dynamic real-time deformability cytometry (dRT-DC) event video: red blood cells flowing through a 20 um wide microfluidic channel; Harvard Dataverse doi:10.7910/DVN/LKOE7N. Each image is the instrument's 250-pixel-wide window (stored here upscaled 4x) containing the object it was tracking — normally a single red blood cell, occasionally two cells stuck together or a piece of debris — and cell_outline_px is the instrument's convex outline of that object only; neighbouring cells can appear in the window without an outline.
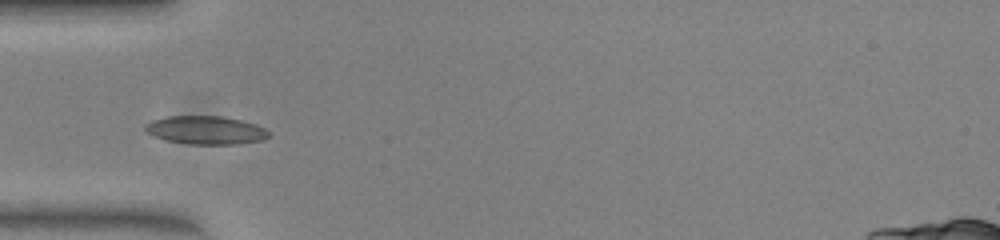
{"species": "common noctule bat (a hibernating species)", "species_latin": "Nyctalus noctula", "temperature_condition": "warm", "stored_images_in_passage": 35, "camera_frame_rate_fps": 3000, "um_per_image_px": 0.085, "animal": {"sex": "female", "body_mass_g": 23.0, "forearm_length_mm": 53.4}, "frame": {"image": 1, "passage_image": 1, "time_ms": 0.0, "image_size_px": [1000, 240], "cell_outline_px": [[268, 136], [264, 140], [236, 144], [188, 144], [164, 140], [152, 136], [144, 128], [144, 124], [152, 120], [168, 116], [224, 116], [256, 124], [264, 128], [268, 132]], "centroid_in_image_um": [17.46, 11.06], "position_along_channel_um": 67.5, "area_um2": 20.46}}
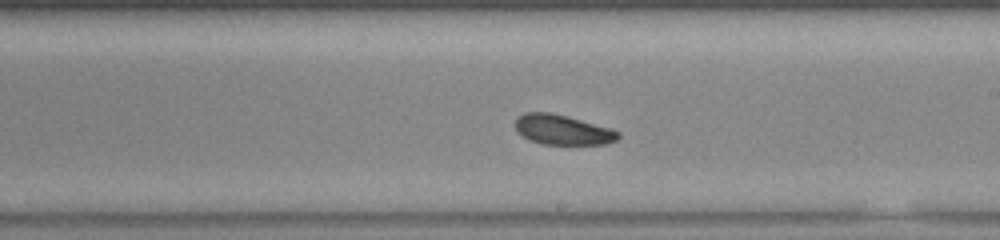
{"frame": {"image": 2, "passage_image": 14, "time_ms": 4.333, "image_size_px": [1000, 240], "cell_outline_px": [[620, 136], [616, 140], [604, 144], [544, 144], [528, 140], [516, 132], [516, 116], [524, 112], [548, 112], [612, 128], [620, 132]], "centroid_in_image_um": [47.79, 11.03], "position_along_channel_um": 241.2, "area_um2": 17.92}}
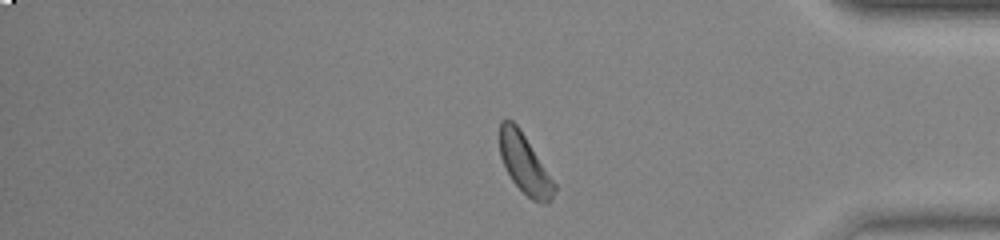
{"frame": {"image": 3, "passage_image": 27, "time_ms": 8.667, "image_size_px": [1000, 240], "cell_outline_px": [[556, 192], [548, 204], [544, 204], [532, 200], [512, 180], [500, 156], [500, 120], [512, 120], [520, 128], [556, 184]], "centroid_in_image_um": [44.62, 13.94], "position_along_channel_um": 390.6, "area_um2": 18.73}, "authors_computed_cell_mechanics": {"area_um2": 18.7272, "velocity_mm_per_s": 4.0139, "shape_relaxation_time_tau1_ms": 1.3721, "shape_relaxation_time_tau2_ms": 5.0167, "deformation_change_tau1": 0.0851, "deformation_change_tau2": 0.1175}}